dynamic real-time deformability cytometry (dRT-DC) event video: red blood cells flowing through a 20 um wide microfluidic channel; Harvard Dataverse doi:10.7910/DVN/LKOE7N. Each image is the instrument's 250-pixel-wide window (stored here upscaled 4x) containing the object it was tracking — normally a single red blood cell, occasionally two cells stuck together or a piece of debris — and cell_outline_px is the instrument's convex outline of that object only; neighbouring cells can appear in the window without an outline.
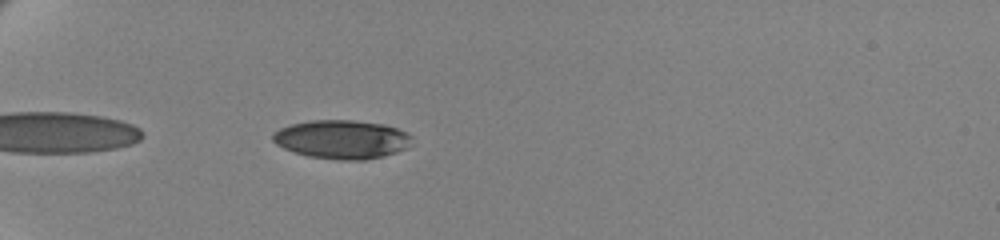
{"species": "human", "species_latin": "Homo sapiens", "temperature_condition": "cold", "stored_images_in_passage": 44, "camera_frame_rate_fps": 3000, "um_per_image_px": 0.085, "donor": {"sex": "female"}, "frame": {"image": 1, "passage_image": 4, "time_ms": 1.0, "image_size_px": [1000, 240], "cell_outline_px": [[412, 136], [408, 148], [384, 156], [364, 160], [340, 160], [308, 156], [284, 148], [276, 144], [272, 140], [272, 132], [280, 128], [292, 124], [312, 120], [352, 120], [384, 124], [396, 128]], "centroid_in_image_um": [29.05, 11.85], "position_along_channel_um": 55.9, "area_um2": 31.33}}
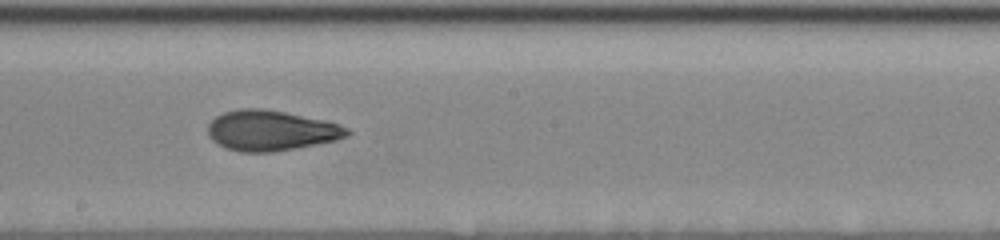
{"frame": {"image": 2, "passage_image": 21, "time_ms": 6.667, "image_size_px": [1000, 240], "cell_outline_px": [[352, 132], [348, 136], [336, 140], [296, 148], [272, 152], [240, 152], [224, 148], [216, 144], [208, 136], [208, 124], [216, 116], [224, 112], [236, 108], [264, 108], [324, 120], [340, 124], [348, 128]], "centroid_in_image_um": [23.01, 11.09], "position_along_channel_um": 225.2, "area_um2": 33.0}}
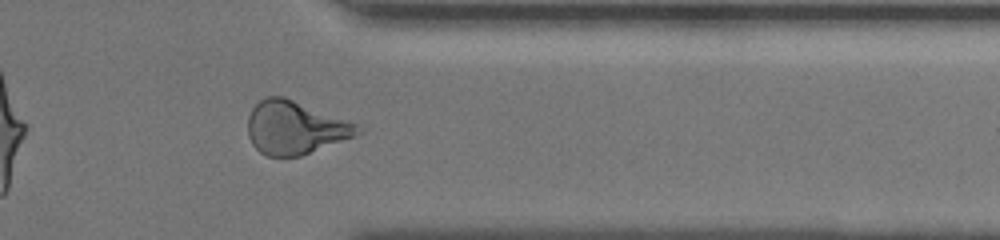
{"frame": {"image": 3, "passage_image": 35, "time_ms": 11.333, "image_size_px": [1000, 240], "cell_outline_px": [[364, 132], [300, 156], [268, 156], [260, 152], [252, 144], [248, 136], [248, 116], [252, 108], [260, 100], [268, 96], [284, 96], [356, 124]], "centroid_in_image_um": [25.04, 10.85], "position_along_channel_um": 386.4, "area_um2": 33.52}, "authors_computed_cell_mechanics": {"area_um2": 32.4836, "velocity_mm_per_s": 3.4709, "shape_relaxation_time_tau1_ms": 3.7273, "shape_relaxation_time_tau2_ms": 1.9841, "deformation_change_tau1": 0.1464, "deformation_change_tau2": 0.091}}